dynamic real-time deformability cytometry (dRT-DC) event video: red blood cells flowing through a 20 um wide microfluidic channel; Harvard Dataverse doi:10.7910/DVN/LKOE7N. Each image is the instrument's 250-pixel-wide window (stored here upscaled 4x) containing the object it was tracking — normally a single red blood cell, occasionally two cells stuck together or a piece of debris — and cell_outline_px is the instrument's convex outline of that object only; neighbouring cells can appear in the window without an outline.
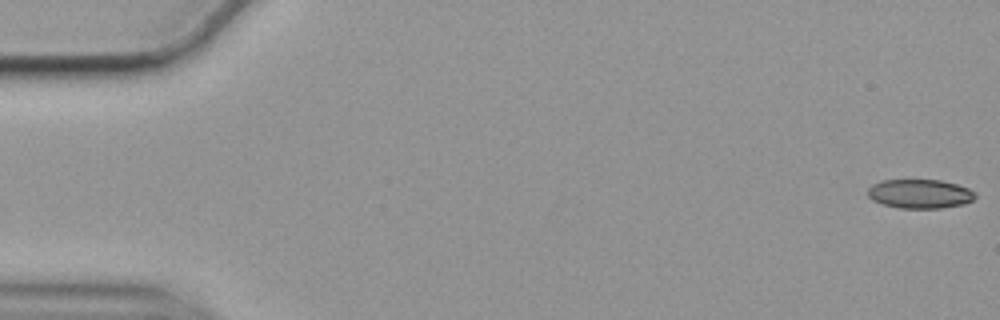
{"species": "common noctule bat (a hibernating species)", "species_latin": "Nyctalus noctula", "temperature_condition": "cold", "stored_images_in_passage": 57, "camera_frame_rate_fps": 3000, "um_per_image_px": 0.085, "animal": {"sex": "female", "body_mass_g": 19.9}, "frame": {"image": 1, "passage_image": 1, "time_ms": 0.0, "image_size_px": [1000, 320], "cell_outline_px": [[976, 196], [972, 200], [964, 204], [940, 208], [900, 208], [884, 204], [872, 200], [868, 196], [868, 188], [872, 184], [880, 180], [940, 180], [956, 184], [968, 188], [976, 192]], "centroid_in_image_um": [78.19, 16.47], "position_along_channel_um": 6.8, "area_um2": 18.21}}
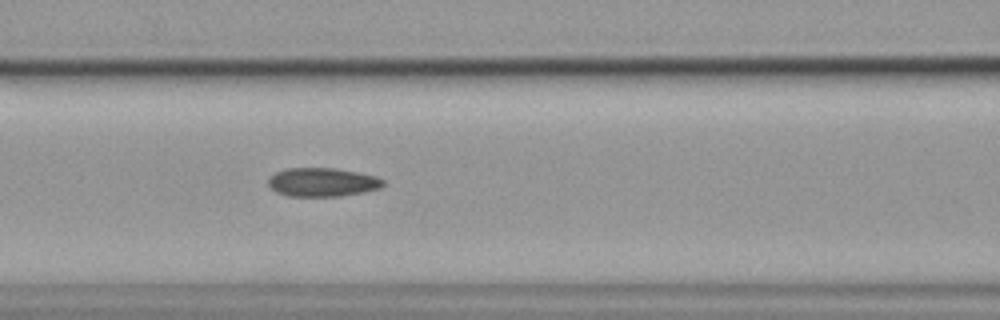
{"frame": {"image": 2, "passage_image": 24, "time_ms": 7.667, "image_size_px": [1000, 320], "cell_outline_px": [[384, 184], [380, 188], [364, 192], [340, 196], [288, 196], [276, 192], [268, 184], [268, 176], [284, 168], [336, 168], [376, 176], [384, 180]], "centroid_in_image_um": [27.38, 15.48], "position_along_channel_um": 139.2, "area_um2": 19.31}}
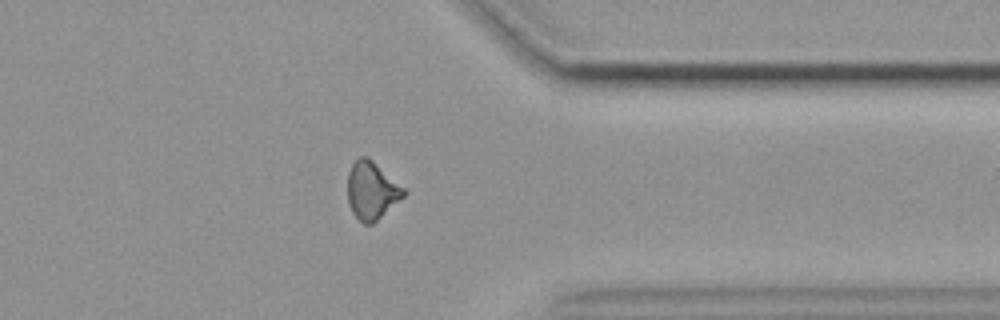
{"frame": {"image": 3, "passage_image": 45, "time_ms": 14.667, "image_size_px": [1000, 320], "cell_outline_px": [[408, 192], [404, 196], [372, 224], [364, 224], [352, 212], [348, 204], [348, 172], [352, 164], [360, 156], [368, 156], [404, 188]], "centroid_in_image_um": [31.58, 16.18], "position_along_channel_um": 379.8, "area_um2": 18.67}, "authors_computed_cell_mechanics": {"area_um2": 19.1318, "velocity_mm_per_s": 3.5521, "shape_relaxation_time_tau1_ms": null, "shape_relaxation_time_tau2_ms": 3.6926, "deformation_change_tau1": null, "deformation_change_tau2": 0.0848}}